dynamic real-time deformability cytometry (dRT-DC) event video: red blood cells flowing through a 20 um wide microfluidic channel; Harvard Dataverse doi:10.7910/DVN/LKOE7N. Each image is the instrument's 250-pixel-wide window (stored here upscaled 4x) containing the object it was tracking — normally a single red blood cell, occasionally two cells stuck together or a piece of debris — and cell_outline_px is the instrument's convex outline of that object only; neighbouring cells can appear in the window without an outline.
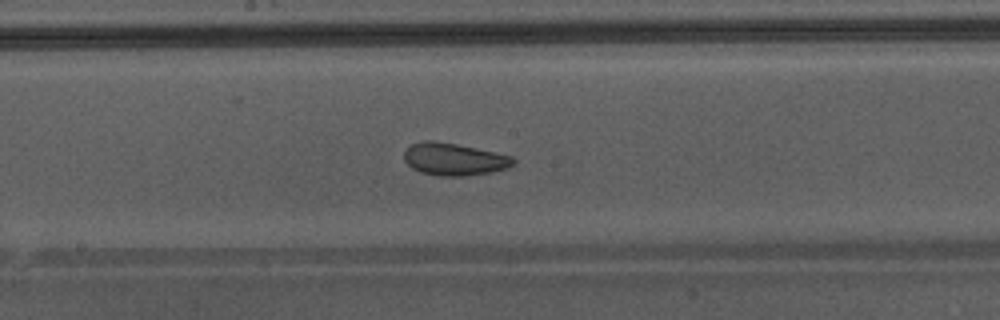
{"species": "Egyptian fruit bat (a non-hibernating species)", "species_latin": "Rousettus aegyptiacus", "temperature_condition": "warm", "stored_images_in_passage": 50, "camera_frame_rate_fps": 3000, "um_per_image_px": 0.085, "animal": {"sex": "male"}, "frame": {"image": 1, "passage_image": 29, "time_ms": 9.333, "image_size_px": [1000, 320], "cell_outline_px": [[516, 164], [508, 168], [492, 172], [464, 176], [440, 176], [420, 172], [412, 168], [404, 160], [404, 152], [412, 144], [424, 140], [432, 140], [456, 144], [476, 148], [512, 156], [516, 160]], "centroid_in_image_um": [38.62, 13.54], "position_along_channel_um": 209.6, "area_um2": 20.63}, "authors_computed_cell_mechanics": {"area_um2": 25.2875, "velocity_mm_per_s": 4.3402, "shape_relaxation_time_tau1_ms": null, "shape_relaxation_time_tau2_ms": 0.9589, "deformation_change_tau1": null, "deformation_change_tau2": 0.0571}}